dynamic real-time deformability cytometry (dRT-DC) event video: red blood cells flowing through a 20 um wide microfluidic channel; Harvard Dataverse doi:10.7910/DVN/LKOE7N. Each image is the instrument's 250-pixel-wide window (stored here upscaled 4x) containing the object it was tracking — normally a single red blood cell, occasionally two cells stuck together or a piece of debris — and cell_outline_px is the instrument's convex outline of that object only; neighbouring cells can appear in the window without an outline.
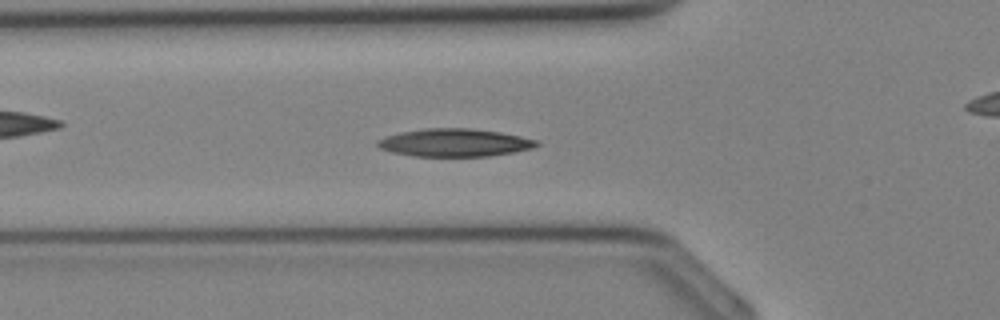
{"species": "Egyptian fruit bat (a non-hibernating species)", "species_latin": "Rousettus aegyptiacus", "temperature_condition": "cold", "stored_images_in_passage": 17, "camera_frame_rate_fps": 3000, "um_per_image_px": 0.085, "animal": {"sex": "female"}, "frame": {"image": 1, "passage_image": 5, "time_ms": 1.333, "image_size_px": [1000, 320], "cell_outline_px": [[540, 144], [532, 148], [512, 152], [488, 156], [412, 156], [392, 152], [380, 148], [376, 144], [376, 140], [384, 136], [400, 132], [424, 128], [472, 128], [500, 132], [540, 140]], "centroid_in_image_um": [38.62, 12.11], "position_along_channel_um": 87.2, "area_um2": 25.95}}
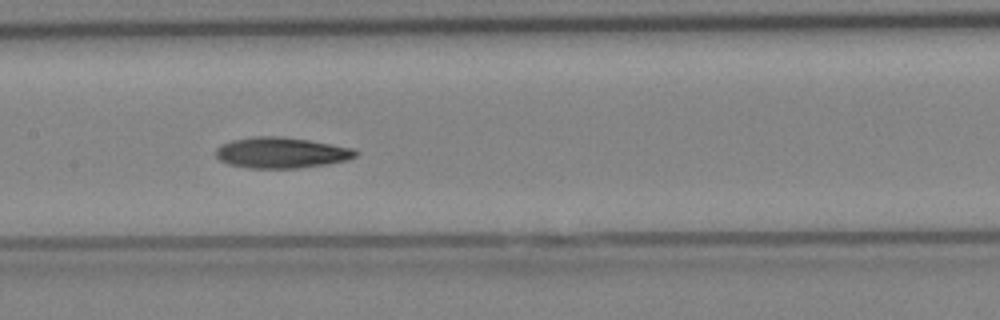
{"frame": {"image": 2, "passage_image": 10, "time_ms": 3.0, "image_size_px": [1000, 320], "cell_outline_px": [[360, 152], [356, 156], [348, 160], [328, 164], [300, 168], [248, 168], [228, 164], [220, 160], [216, 156], [216, 148], [232, 140], [256, 136], [276, 136], [308, 140], [352, 148]], "centroid_in_image_um": [23.93, 12.99], "position_along_channel_um": 183.5, "area_um2": 25.03}}
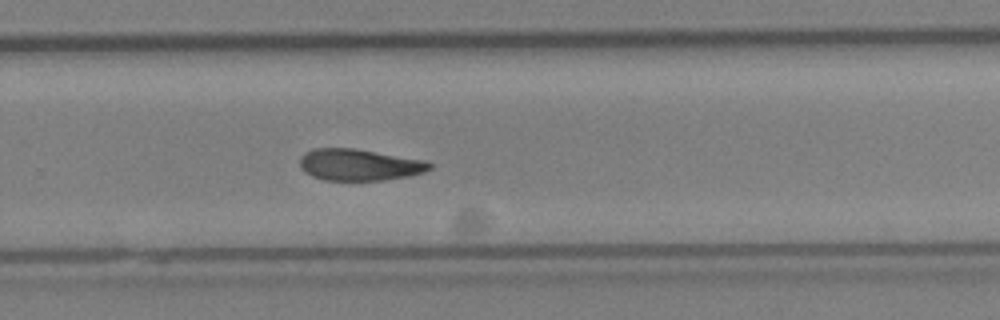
{"frame": {"image": 3, "passage_image": 16, "time_ms": 5.0, "image_size_px": [1000, 320], "cell_outline_px": [[432, 168], [424, 172], [408, 176], [384, 180], [324, 180], [312, 176], [304, 172], [300, 168], [300, 156], [304, 152], [312, 148], [352, 148], [424, 160], [432, 164]], "centroid_in_image_um": [30.49, 14.0], "position_along_channel_um": 299.3, "area_um2": 23.87}}